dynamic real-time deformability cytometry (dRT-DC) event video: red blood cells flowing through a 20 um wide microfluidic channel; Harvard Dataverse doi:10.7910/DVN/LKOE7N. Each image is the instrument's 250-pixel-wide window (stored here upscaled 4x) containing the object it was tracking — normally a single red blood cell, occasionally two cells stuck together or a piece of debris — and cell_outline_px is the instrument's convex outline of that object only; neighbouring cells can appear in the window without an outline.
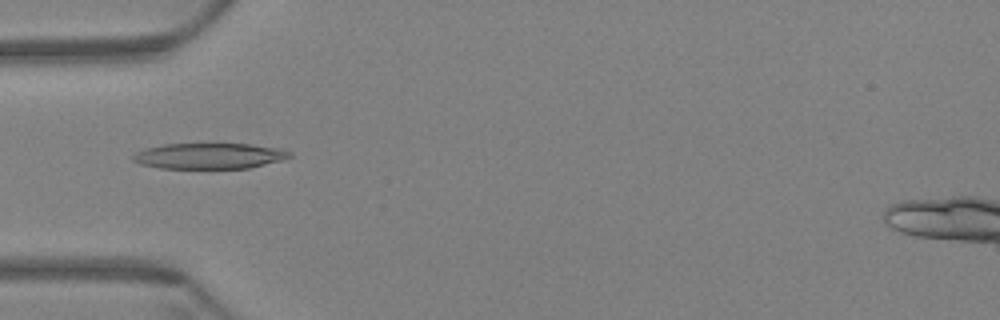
{"species": "Egyptian fruit bat (a non-hibernating species)", "species_latin": "Rousettus aegyptiacus", "temperature_condition": "warm", "stored_images_in_passage": 60, "camera_frame_rate_fps": 3000, "um_per_image_px": 0.085, "animal": {"sex": "female"}, "frame": {"image": 1, "passage_image": 20, "time_ms": 6.333, "image_size_px": [1000, 320], "cell_outline_px": [[292, 156], [284, 160], [248, 168], [160, 168], [140, 164], [132, 160], [132, 156], [136, 152], [144, 148], [164, 144], [252, 144], [284, 148], [292, 152]], "centroid_in_image_um": [17.84, 13.25], "position_along_channel_um": 67.2, "area_um2": 23.76}}
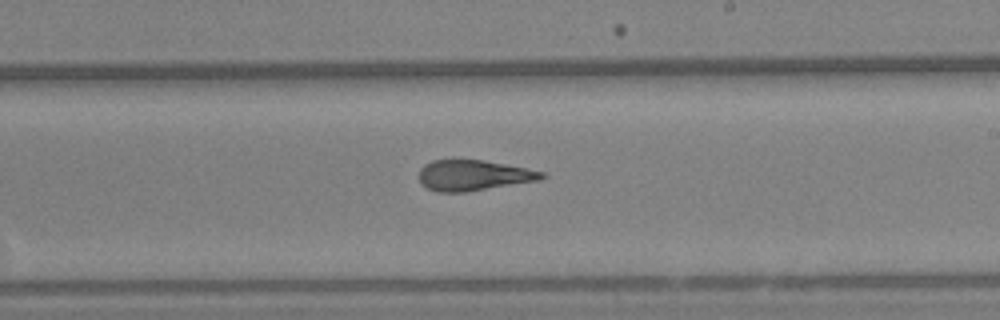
{"frame": {"image": 2, "passage_image": 36, "time_ms": 11.667, "image_size_px": [1000, 320], "cell_outline_px": [[548, 176], [540, 180], [468, 192], [436, 192], [420, 184], [420, 168], [424, 164], [432, 160], [484, 160], [544, 172]], "centroid_in_image_um": [40.24, 14.91], "position_along_channel_um": 248.8, "area_um2": 21.91}}
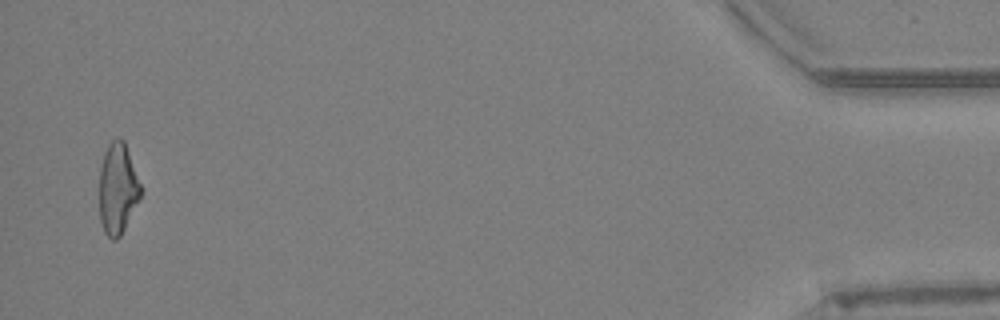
{"frame": {"image": 3, "passage_image": 59, "time_ms": 19.333, "image_size_px": [1000, 320], "cell_outline_px": [[144, 192], [140, 200], [120, 236], [116, 240], [112, 240], [104, 232], [100, 220], [100, 168], [104, 152], [108, 144], [112, 140], [120, 136], [124, 140]], "centroid_in_image_um": [10.03, 16.02], "position_along_channel_um": 425.2, "area_um2": 22.2}, "authors_computed_cell_mechanics": {"area_um2": 22.9466, "velocity_mm_per_s": 3.422, "shape_relaxation_time_tau1_ms": null, "shape_relaxation_time_tau2_ms": 2.7263, "deformation_change_tau1": null, "deformation_change_tau2": 0.1192}}